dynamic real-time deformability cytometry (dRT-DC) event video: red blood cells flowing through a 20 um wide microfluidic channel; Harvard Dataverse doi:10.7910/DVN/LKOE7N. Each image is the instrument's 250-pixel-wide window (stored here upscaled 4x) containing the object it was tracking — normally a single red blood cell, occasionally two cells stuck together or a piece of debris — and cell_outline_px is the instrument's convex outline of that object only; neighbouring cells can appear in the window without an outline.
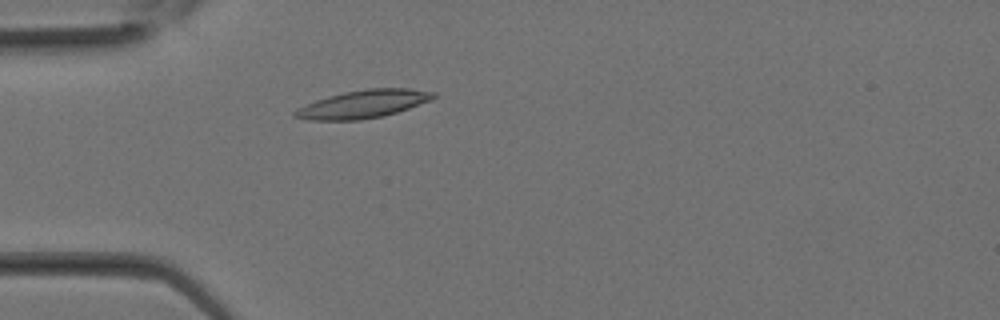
{"species": "Egyptian fruit bat (a non-hibernating species)", "species_latin": "Rousettus aegyptiacus", "temperature_condition": "room temperature", "stored_images_in_passage": 10, "camera_frame_rate_fps": 3000, "um_per_image_px": 0.085, "animal": {"sex": "female"}, "frame": {"image": 1, "passage_image": 2, "time_ms": 0.333, "image_size_px": [1000, 320], "cell_outline_px": [[436, 96], [432, 100], [384, 116], [360, 120], [308, 120], [292, 116], [292, 112], [296, 108], [316, 100], [328, 96], [344, 92], [368, 88], [408, 88], [436, 92]], "centroid_in_image_um": [30.86, 8.84], "position_along_channel_um": 54.1, "area_um2": 22.66}}
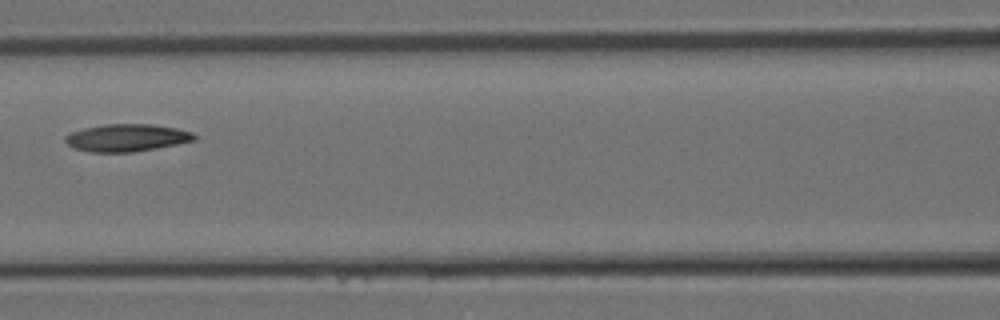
{"frame": {"image": 2, "passage_image": 7, "time_ms": 2.0, "image_size_px": [1000, 320], "cell_outline_px": [[196, 140], [156, 148], [132, 152], [92, 152], [72, 148], [64, 140], [64, 136], [72, 132], [84, 128], [104, 124], [152, 124], [176, 128], [192, 132], [196, 136]], "centroid_in_image_um": [10.75, 11.71], "position_along_channel_um": 155.8, "area_um2": 20.58}}
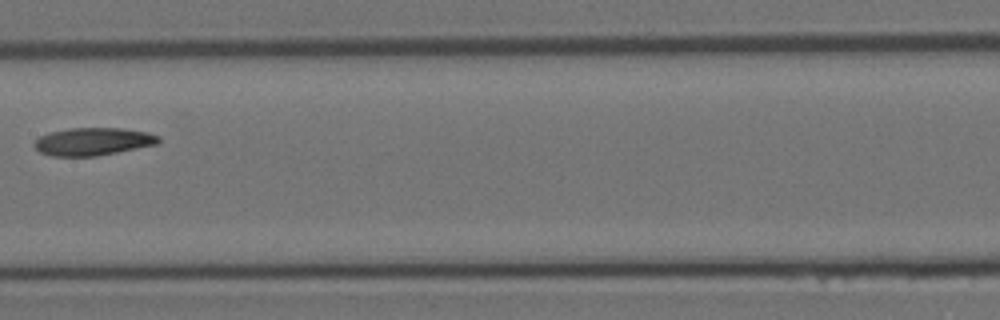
{"frame": {"image": 3, "passage_image": 9, "time_ms": 2.667, "image_size_px": [1000, 320], "cell_outline_px": [[160, 144], [96, 156], [52, 156], [40, 152], [32, 144], [40, 136], [48, 132], [68, 128], [120, 128], [148, 132], [160, 136]], "centroid_in_image_um": [7.92, 12.02], "position_along_channel_um": 199.5, "area_um2": 20.23}}